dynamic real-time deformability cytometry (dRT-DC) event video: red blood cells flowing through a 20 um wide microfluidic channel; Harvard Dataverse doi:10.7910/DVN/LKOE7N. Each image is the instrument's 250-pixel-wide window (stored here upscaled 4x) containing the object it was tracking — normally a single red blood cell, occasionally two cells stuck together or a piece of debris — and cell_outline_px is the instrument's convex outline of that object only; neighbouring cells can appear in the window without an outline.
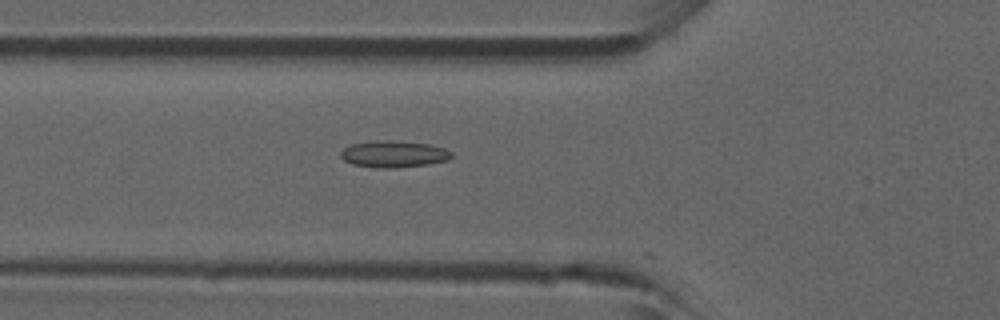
{"species": "common noctule bat (a hibernating species)", "species_latin": "Nyctalus noctula", "temperature_condition": "room temperature", "stored_images_in_passage": 6, "camera_frame_rate_fps": 3000, "um_per_image_px": 0.085, "animal": {"sex": "male", "forearm_length_mm": 52.5}, "frame": {"image": 1, "passage_image": 4, "time_ms": 1.0, "image_size_px": [1000, 320], "cell_outline_px": [[452, 156], [448, 160], [428, 164], [392, 168], [380, 168], [352, 164], [344, 160], [340, 156], [340, 152], [344, 148], [352, 144], [376, 140], [388, 140], [428, 144], [444, 148], [452, 152]], "centroid_in_image_um": [33.45, 13.09], "position_along_channel_um": 92.3, "area_um2": 17.11}}